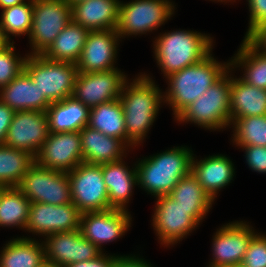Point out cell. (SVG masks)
<instances>
[{
  "label": "cell",
  "instance_id": "cell-1",
  "mask_svg": "<svg viewBox=\"0 0 266 267\" xmlns=\"http://www.w3.org/2000/svg\"><path fill=\"white\" fill-rule=\"evenodd\" d=\"M153 80L145 74L129 86L123 85L120 102L124 111L127 144L135 146L144 139L157 116L164 95Z\"/></svg>",
  "mask_w": 266,
  "mask_h": 267
},
{
  "label": "cell",
  "instance_id": "cell-2",
  "mask_svg": "<svg viewBox=\"0 0 266 267\" xmlns=\"http://www.w3.org/2000/svg\"><path fill=\"white\" fill-rule=\"evenodd\" d=\"M229 67L230 63L220 64L209 54L201 62L168 76L170 87L163 100L170 104L175 118L230 70Z\"/></svg>",
  "mask_w": 266,
  "mask_h": 267
},
{
  "label": "cell",
  "instance_id": "cell-3",
  "mask_svg": "<svg viewBox=\"0 0 266 267\" xmlns=\"http://www.w3.org/2000/svg\"><path fill=\"white\" fill-rule=\"evenodd\" d=\"M185 147H175L139 161L138 185L155 197L168 195L176 184L191 173L193 154Z\"/></svg>",
  "mask_w": 266,
  "mask_h": 267
},
{
  "label": "cell",
  "instance_id": "cell-4",
  "mask_svg": "<svg viewBox=\"0 0 266 267\" xmlns=\"http://www.w3.org/2000/svg\"><path fill=\"white\" fill-rule=\"evenodd\" d=\"M155 41V58L166 77L201 62L212 50L211 37L193 31H171Z\"/></svg>",
  "mask_w": 266,
  "mask_h": 267
},
{
  "label": "cell",
  "instance_id": "cell-5",
  "mask_svg": "<svg viewBox=\"0 0 266 267\" xmlns=\"http://www.w3.org/2000/svg\"><path fill=\"white\" fill-rule=\"evenodd\" d=\"M227 71L177 117L178 121L194 122L207 129H222L231 123V77ZM228 76V77H227Z\"/></svg>",
  "mask_w": 266,
  "mask_h": 267
},
{
  "label": "cell",
  "instance_id": "cell-6",
  "mask_svg": "<svg viewBox=\"0 0 266 267\" xmlns=\"http://www.w3.org/2000/svg\"><path fill=\"white\" fill-rule=\"evenodd\" d=\"M24 70L50 103L72 96L78 68L70 62L53 61L43 55H26Z\"/></svg>",
  "mask_w": 266,
  "mask_h": 267
},
{
  "label": "cell",
  "instance_id": "cell-7",
  "mask_svg": "<svg viewBox=\"0 0 266 267\" xmlns=\"http://www.w3.org/2000/svg\"><path fill=\"white\" fill-rule=\"evenodd\" d=\"M71 21L72 6L66 0H34L31 55H42Z\"/></svg>",
  "mask_w": 266,
  "mask_h": 267
},
{
  "label": "cell",
  "instance_id": "cell-8",
  "mask_svg": "<svg viewBox=\"0 0 266 267\" xmlns=\"http://www.w3.org/2000/svg\"><path fill=\"white\" fill-rule=\"evenodd\" d=\"M31 203L61 205L72 203L67 172L38 165L36 162L16 186Z\"/></svg>",
  "mask_w": 266,
  "mask_h": 267
},
{
  "label": "cell",
  "instance_id": "cell-9",
  "mask_svg": "<svg viewBox=\"0 0 266 267\" xmlns=\"http://www.w3.org/2000/svg\"><path fill=\"white\" fill-rule=\"evenodd\" d=\"M67 174L72 203L81 213L112 209L103 180L102 164L82 162Z\"/></svg>",
  "mask_w": 266,
  "mask_h": 267
},
{
  "label": "cell",
  "instance_id": "cell-10",
  "mask_svg": "<svg viewBox=\"0 0 266 267\" xmlns=\"http://www.w3.org/2000/svg\"><path fill=\"white\" fill-rule=\"evenodd\" d=\"M173 8L168 0L120 2L116 32L123 37L155 30L171 17Z\"/></svg>",
  "mask_w": 266,
  "mask_h": 267
},
{
  "label": "cell",
  "instance_id": "cell-11",
  "mask_svg": "<svg viewBox=\"0 0 266 267\" xmlns=\"http://www.w3.org/2000/svg\"><path fill=\"white\" fill-rule=\"evenodd\" d=\"M126 76L117 68L99 72H78L72 96L89 108L120 98Z\"/></svg>",
  "mask_w": 266,
  "mask_h": 267
},
{
  "label": "cell",
  "instance_id": "cell-12",
  "mask_svg": "<svg viewBox=\"0 0 266 267\" xmlns=\"http://www.w3.org/2000/svg\"><path fill=\"white\" fill-rule=\"evenodd\" d=\"M48 134V118L45 112L15 111L3 144L31 153L35 157Z\"/></svg>",
  "mask_w": 266,
  "mask_h": 267
},
{
  "label": "cell",
  "instance_id": "cell-13",
  "mask_svg": "<svg viewBox=\"0 0 266 267\" xmlns=\"http://www.w3.org/2000/svg\"><path fill=\"white\" fill-rule=\"evenodd\" d=\"M35 162L45 168L69 172L83 162L80 131L49 133Z\"/></svg>",
  "mask_w": 266,
  "mask_h": 267
},
{
  "label": "cell",
  "instance_id": "cell-14",
  "mask_svg": "<svg viewBox=\"0 0 266 267\" xmlns=\"http://www.w3.org/2000/svg\"><path fill=\"white\" fill-rule=\"evenodd\" d=\"M81 214L73 203L52 205L34 202L30 204L25 229L44 236L80 230Z\"/></svg>",
  "mask_w": 266,
  "mask_h": 267
},
{
  "label": "cell",
  "instance_id": "cell-15",
  "mask_svg": "<svg viewBox=\"0 0 266 267\" xmlns=\"http://www.w3.org/2000/svg\"><path fill=\"white\" fill-rule=\"evenodd\" d=\"M44 242L46 259L61 266L97 258L102 251L84 238L80 230L52 233Z\"/></svg>",
  "mask_w": 266,
  "mask_h": 267
},
{
  "label": "cell",
  "instance_id": "cell-16",
  "mask_svg": "<svg viewBox=\"0 0 266 267\" xmlns=\"http://www.w3.org/2000/svg\"><path fill=\"white\" fill-rule=\"evenodd\" d=\"M157 199L153 227L163 244L168 246L180 241L199 224L190 216V210L176 204L168 195L159 196Z\"/></svg>",
  "mask_w": 266,
  "mask_h": 267
},
{
  "label": "cell",
  "instance_id": "cell-17",
  "mask_svg": "<svg viewBox=\"0 0 266 267\" xmlns=\"http://www.w3.org/2000/svg\"><path fill=\"white\" fill-rule=\"evenodd\" d=\"M130 220L128 211L122 209L85 212L81 214L80 232L84 238L102 250V243L111 242L124 235L131 224Z\"/></svg>",
  "mask_w": 266,
  "mask_h": 267
},
{
  "label": "cell",
  "instance_id": "cell-18",
  "mask_svg": "<svg viewBox=\"0 0 266 267\" xmlns=\"http://www.w3.org/2000/svg\"><path fill=\"white\" fill-rule=\"evenodd\" d=\"M254 230L246 223L223 225L213 237V260L209 267L240 264L248 249Z\"/></svg>",
  "mask_w": 266,
  "mask_h": 267
},
{
  "label": "cell",
  "instance_id": "cell-19",
  "mask_svg": "<svg viewBox=\"0 0 266 267\" xmlns=\"http://www.w3.org/2000/svg\"><path fill=\"white\" fill-rule=\"evenodd\" d=\"M121 38L116 30L89 31L76 67L78 72H99L115 69L117 42Z\"/></svg>",
  "mask_w": 266,
  "mask_h": 267
},
{
  "label": "cell",
  "instance_id": "cell-20",
  "mask_svg": "<svg viewBox=\"0 0 266 267\" xmlns=\"http://www.w3.org/2000/svg\"><path fill=\"white\" fill-rule=\"evenodd\" d=\"M0 101L14 111H41L45 112L51 104L40 93L36 82L23 70L9 84L0 88Z\"/></svg>",
  "mask_w": 266,
  "mask_h": 267
},
{
  "label": "cell",
  "instance_id": "cell-21",
  "mask_svg": "<svg viewBox=\"0 0 266 267\" xmlns=\"http://www.w3.org/2000/svg\"><path fill=\"white\" fill-rule=\"evenodd\" d=\"M119 0H85L72 6V21L89 31L116 30Z\"/></svg>",
  "mask_w": 266,
  "mask_h": 267
},
{
  "label": "cell",
  "instance_id": "cell-22",
  "mask_svg": "<svg viewBox=\"0 0 266 267\" xmlns=\"http://www.w3.org/2000/svg\"><path fill=\"white\" fill-rule=\"evenodd\" d=\"M45 113L49 133L77 132L89 124L90 108L73 96L51 103Z\"/></svg>",
  "mask_w": 266,
  "mask_h": 267
},
{
  "label": "cell",
  "instance_id": "cell-23",
  "mask_svg": "<svg viewBox=\"0 0 266 267\" xmlns=\"http://www.w3.org/2000/svg\"><path fill=\"white\" fill-rule=\"evenodd\" d=\"M83 162L88 164H105L122 159L125 143L107 136L89 126L80 131Z\"/></svg>",
  "mask_w": 266,
  "mask_h": 267
},
{
  "label": "cell",
  "instance_id": "cell-24",
  "mask_svg": "<svg viewBox=\"0 0 266 267\" xmlns=\"http://www.w3.org/2000/svg\"><path fill=\"white\" fill-rule=\"evenodd\" d=\"M194 158L191 173L214 200L218 194L217 191L228 185L234 177V165L230 159L221 154L209 156L199 162Z\"/></svg>",
  "mask_w": 266,
  "mask_h": 267
},
{
  "label": "cell",
  "instance_id": "cell-25",
  "mask_svg": "<svg viewBox=\"0 0 266 267\" xmlns=\"http://www.w3.org/2000/svg\"><path fill=\"white\" fill-rule=\"evenodd\" d=\"M103 180L108 190L109 205L115 209L126 210L134 185L138 184L136 168L129 170L122 159L102 164Z\"/></svg>",
  "mask_w": 266,
  "mask_h": 267
},
{
  "label": "cell",
  "instance_id": "cell-26",
  "mask_svg": "<svg viewBox=\"0 0 266 267\" xmlns=\"http://www.w3.org/2000/svg\"><path fill=\"white\" fill-rule=\"evenodd\" d=\"M266 115V89L231 77L230 116L238 118Z\"/></svg>",
  "mask_w": 266,
  "mask_h": 267
},
{
  "label": "cell",
  "instance_id": "cell-27",
  "mask_svg": "<svg viewBox=\"0 0 266 267\" xmlns=\"http://www.w3.org/2000/svg\"><path fill=\"white\" fill-rule=\"evenodd\" d=\"M176 204L184 209L190 210L192 216L198 223L212 207L213 199L202 188L192 173L183 177L168 194Z\"/></svg>",
  "mask_w": 266,
  "mask_h": 267
},
{
  "label": "cell",
  "instance_id": "cell-28",
  "mask_svg": "<svg viewBox=\"0 0 266 267\" xmlns=\"http://www.w3.org/2000/svg\"><path fill=\"white\" fill-rule=\"evenodd\" d=\"M89 30L71 21L42 54L53 61L76 64L82 53Z\"/></svg>",
  "mask_w": 266,
  "mask_h": 267
},
{
  "label": "cell",
  "instance_id": "cell-29",
  "mask_svg": "<svg viewBox=\"0 0 266 267\" xmlns=\"http://www.w3.org/2000/svg\"><path fill=\"white\" fill-rule=\"evenodd\" d=\"M88 126L127 143L124 111L119 99L90 108Z\"/></svg>",
  "mask_w": 266,
  "mask_h": 267
},
{
  "label": "cell",
  "instance_id": "cell-30",
  "mask_svg": "<svg viewBox=\"0 0 266 267\" xmlns=\"http://www.w3.org/2000/svg\"><path fill=\"white\" fill-rule=\"evenodd\" d=\"M41 244L26 237L9 241L1 251L0 267H39L46 259Z\"/></svg>",
  "mask_w": 266,
  "mask_h": 267
},
{
  "label": "cell",
  "instance_id": "cell-31",
  "mask_svg": "<svg viewBox=\"0 0 266 267\" xmlns=\"http://www.w3.org/2000/svg\"><path fill=\"white\" fill-rule=\"evenodd\" d=\"M230 66H245V75L240 78L245 83L266 89V53L248 37H245Z\"/></svg>",
  "mask_w": 266,
  "mask_h": 267
},
{
  "label": "cell",
  "instance_id": "cell-32",
  "mask_svg": "<svg viewBox=\"0 0 266 267\" xmlns=\"http://www.w3.org/2000/svg\"><path fill=\"white\" fill-rule=\"evenodd\" d=\"M34 163L31 153L0 143V185L16 187Z\"/></svg>",
  "mask_w": 266,
  "mask_h": 267
},
{
  "label": "cell",
  "instance_id": "cell-33",
  "mask_svg": "<svg viewBox=\"0 0 266 267\" xmlns=\"http://www.w3.org/2000/svg\"><path fill=\"white\" fill-rule=\"evenodd\" d=\"M30 204L17 187H7L0 198V226L26 228Z\"/></svg>",
  "mask_w": 266,
  "mask_h": 267
},
{
  "label": "cell",
  "instance_id": "cell-34",
  "mask_svg": "<svg viewBox=\"0 0 266 267\" xmlns=\"http://www.w3.org/2000/svg\"><path fill=\"white\" fill-rule=\"evenodd\" d=\"M29 1L28 3L23 2L2 10L0 23L8 39H10L9 36L12 34L15 36L30 34L33 21L34 0Z\"/></svg>",
  "mask_w": 266,
  "mask_h": 267
},
{
  "label": "cell",
  "instance_id": "cell-35",
  "mask_svg": "<svg viewBox=\"0 0 266 267\" xmlns=\"http://www.w3.org/2000/svg\"><path fill=\"white\" fill-rule=\"evenodd\" d=\"M237 146L266 147V115L238 118L233 122Z\"/></svg>",
  "mask_w": 266,
  "mask_h": 267
},
{
  "label": "cell",
  "instance_id": "cell-36",
  "mask_svg": "<svg viewBox=\"0 0 266 267\" xmlns=\"http://www.w3.org/2000/svg\"><path fill=\"white\" fill-rule=\"evenodd\" d=\"M13 44L12 42L0 49V88L9 84L24 70L26 57H17Z\"/></svg>",
  "mask_w": 266,
  "mask_h": 267
},
{
  "label": "cell",
  "instance_id": "cell-37",
  "mask_svg": "<svg viewBox=\"0 0 266 267\" xmlns=\"http://www.w3.org/2000/svg\"><path fill=\"white\" fill-rule=\"evenodd\" d=\"M243 267H266V236L256 234L242 260Z\"/></svg>",
  "mask_w": 266,
  "mask_h": 267
},
{
  "label": "cell",
  "instance_id": "cell-38",
  "mask_svg": "<svg viewBox=\"0 0 266 267\" xmlns=\"http://www.w3.org/2000/svg\"><path fill=\"white\" fill-rule=\"evenodd\" d=\"M250 11L249 29L245 37H250L266 24V0H248Z\"/></svg>",
  "mask_w": 266,
  "mask_h": 267
},
{
  "label": "cell",
  "instance_id": "cell-39",
  "mask_svg": "<svg viewBox=\"0 0 266 267\" xmlns=\"http://www.w3.org/2000/svg\"><path fill=\"white\" fill-rule=\"evenodd\" d=\"M242 148L245 149L249 168L259 173H266V147L248 145Z\"/></svg>",
  "mask_w": 266,
  "mask_h": 267
},
{
  "label": "cell",
  "instance_id": "cell-40",
  "mask_svg": "<svg viewBox=\"0 0 266 267\" xmlns=\"http://www.w3.org/2000/svg\"><path fill=\"white\" fill-rule=\"evenodd\" d=\"M119 256H106L104 254L99 255L97 258L84 262H76L64 267H114L116 259Z\"/></svg>",
  "mask_w": 266,
  "mask_h": 267
},
{
  "label": "cell",
  "instance_id": "cell-41",
  "mask_svg": "<svg viewBox=\"0 0 266 267\" xmlns=\"http://www.w3.org/2000/svg\"><path fill=\"white\" fill-rule=\"evenodd\" d=\"M15 111L0 101V143L5 141V137Z\"/></svg>",
  "mask_w": 266,
  "mask_h": 267
},
{
  "label": "cell",
  "instance_id": "cell-42",
  "mask_svg": "<svg viewBox=\"0 0 266 267\" xmlns=\"http://www.w3.org/2000/svg\"><path fill=\"white\" fill-rule=\"evenodd\" d=\"M114 267H151V265L135 256H119L116 259Z\"/></svg>",
  "mask_w": 266,
  "mask_h": 267
},
{
  "label": "cell",
  "instance_id": "cell-43",
  "mask_svg": "<svg viewBox=\"0 0 266 267\" xmlns=\"http://www.w3.org/2000/svg\"><path fill=\"white\" fill-rule=\"evenodd\" d=\"M249 38L266 53V24L256 30Z\"/></svg>",
  "mask_w": 266,
  "mask_h": 267
},
{
  "label": "cell",
  "instance_id": "cell-44",
  "mask_svg": "<svg viewBox=\"0 0 266 267\" xmlns=\"http://www.w3.org/2000/svg\"><path fill=\"white\" fill-rule=\"evenodd\" d=\"M23 2H25V0H0V7L6 9Z\"/></svg>",
  "mask_w": 266,
  "mask_h": 267
},
{
  "label": "cell",
  "instance_id": "cell-45",
  "mask_svg": "<svg viewBox=\"0 0 266 267\" xmlns=\"http://www.w3.org/2000/svg\"><path fill=\"white\" fill-rule=\"evenodd\" d=\"M10 43H11L10 40L5 36L3 28L1 27L0 23V49L6 47Z\"/></svg>",
  "mask_w": 266,
  "mask_h": 267
},
{
  "label": "cell",
  "instance_id": "cell-46",
  "mask_svg": "<svg viewBox=\"0 0 266 267\" xmlns=\"http://www.w3.org/2000/svg\"><path fill=\"white\" fill-rule=\"evenodd\" d=\"M39 267H63L55 262L45 259Z\"/></svg>",
  "mask_w": 266,
  "mask_h": 267
},
{
  "label": "cell",
  "instance_id": "cell-47",
  "mask_svg": "<svg viewBox=\"0 0 266 267\" xmlns=\"http://www.w3.org/2000/svg\"><path fill=\"white\" fill-rule=\"evenodd\" d=\"M69 5L73 6L74 4H77L79 2L85 1V0H66Z\"/></svg>",
  "mask_w": 266,
  "mask_h": 267
},
{
  "label": "cell",
  "instance_id": "cell-48",
  "mask_svg": "<svg viewBox=\"0 0 266 267\" xmlns=\"http://www.w3.org/2000/svg\"><path fill=\"white\" fill-rule=\"evenodd\" d=\"M218 267H243L242 264H231V265H223V266H218Z\"/></svg>",
  "mask_w": 266,
  "mask_h": 267
},
{
  "label": "cell",
  "instance_id": "cell-49",
  "mask_svg": "<svg viewBox=\"0 0 266 267\" xmlns=\"http://www.w3.org/2000/svg\"><path fill=\"white\" fill-rule=\"evenodd\" d=\"M7 188V186H4V185H0V198H1V195L3 193V191Z\"/></svg>",
  "mask_w": 266,
  "mask_h": 267
}]
</instances>
